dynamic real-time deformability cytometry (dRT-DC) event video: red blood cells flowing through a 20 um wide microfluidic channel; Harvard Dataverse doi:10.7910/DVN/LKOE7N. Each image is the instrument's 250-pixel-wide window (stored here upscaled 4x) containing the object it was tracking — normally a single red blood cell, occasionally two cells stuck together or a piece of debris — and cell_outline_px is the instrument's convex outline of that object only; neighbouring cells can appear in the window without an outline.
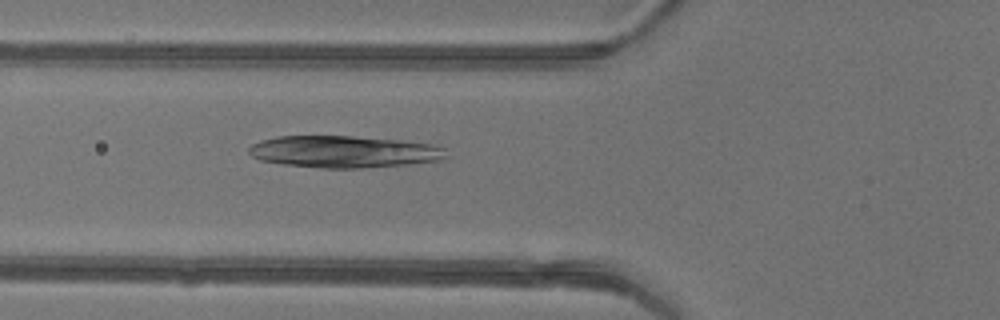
{"species": "common noctule bat (a hibernating species)", "species_latin": "Nyctalus noctula", "temperature_condition": "warm", "stored_images_in_passage": 47, "camera_frame_rate_fps": 3000, "um_per_image_px": 0.085, "animal": {"sex": "female"}, "frame": {"image": 1, "passage_image": 18, "time_ms": 5.667, "image_size_px": [1000, 320], "cell_outline_px": [[452, 156], [440, 160], [408, 164], [360, 168], [324, 168], [284, 164], [260, 160], [252, 156], [248, 152], [248, 148], [252, 144], [260, 140], [276, 136], [352, 136], [400, 140], [432, 144], [448, 148]], "centroid_in_image_um": [29.3, 12.89], "position_along_channel_um": 96.5, "area_um2": 37.05}}
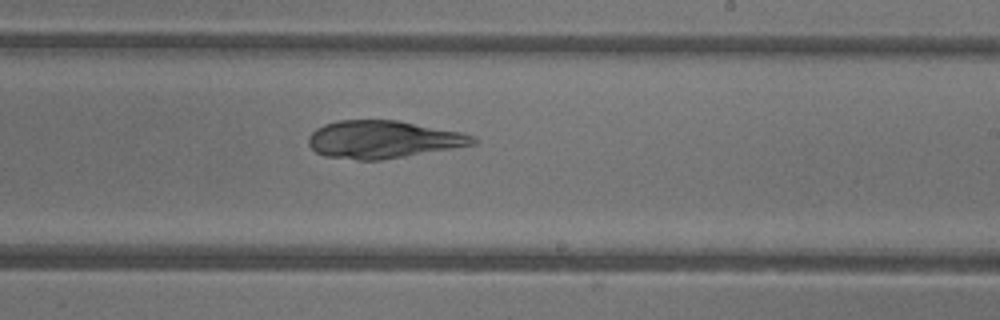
{"frame": {"image": 2, "passage_image": 29, "time_ms": 9.333, "image_size_px": [1000, 320], "cell_outline_px": [[480, 140], [476, 144], [380, 160], [356, 160], [324, 156], [316, 152], [308, 144], [308, 136], [316, 128], [324, 124], [336, 120], [396, 120], [460, 132], [476, 136]], "centroid_in_image_um": [32.54, 11.85], "position_along_channel_um": 256.5, "area_um2": 36.01}}
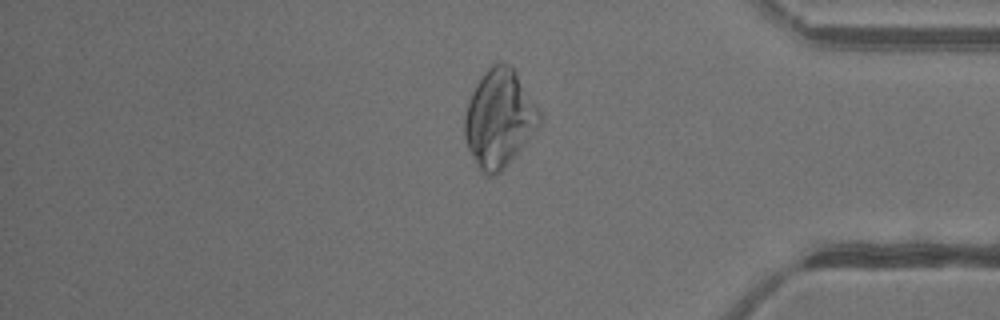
{"frame": {"image": 3, "passage_image": 40, "time_ms": 13.0, "image_size_px": [1000, 320], "cell_outline_px": [[540, 128], [504, 168], [496, 176], [484, 176], [480, 172], [468, 148], [464, 136], [464, 116], [468, 100], [476, 84], [484, 72], [492, 64], [500, 60], [508, 64], [516, 72], [540, 112]], "centroid_in_image_um": [42.42, 10.09], "position_along_channel_um": 392.8, "area_um2": 42.77}}